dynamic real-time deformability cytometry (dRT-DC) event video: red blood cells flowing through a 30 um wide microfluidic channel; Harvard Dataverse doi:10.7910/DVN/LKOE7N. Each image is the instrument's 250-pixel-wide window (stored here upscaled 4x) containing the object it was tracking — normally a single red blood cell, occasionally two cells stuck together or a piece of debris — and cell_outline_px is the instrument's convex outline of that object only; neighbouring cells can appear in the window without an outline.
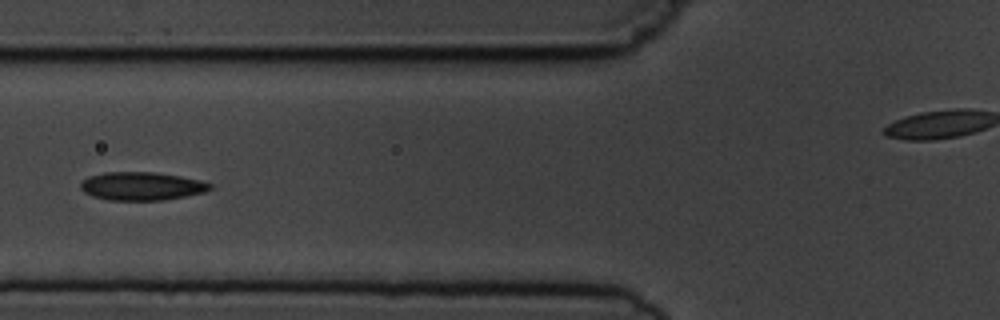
{"species": "common noctule bat (a hibernating species)", "species_latin": "Nyctalus noctula", "temperature_condition": "cold", "stored_images_in_passage": 9, "camera_frame_rate_fps": 3000, "um_per_image_px": 0.085, "animal": {"sex": "male", "body_mass_g": 19.5, "forearm_length_mm": 54.6}, "frame": {"image": 1, "passage_image": 6, "time_ms": 6.667, "image_size_px": [1000, 320], "cell_outline_px": [[212, 188], [204, 192], [164, 200], [108, 200], [92, 196], [84, 192], [80, 188], [80, 184], [88, 176], [104, 172], [152, 172], [180, 176], [200, 180], [212, 184]], "centroid_in_image_um": [12.02, 15.82], "position_along_channel_um": 113.8, "area_um2": 21.27}}
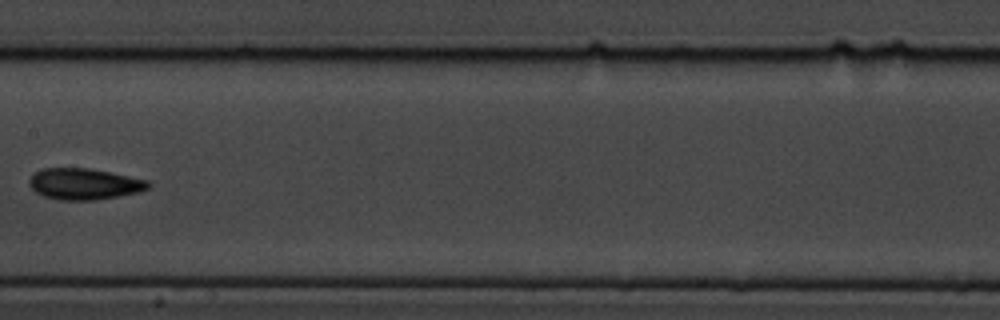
{"frame": {"image": 2, "passage_image": 8, "time_ms": 9.0, "image_size_px": [1000, 320], "cell_outline_px": [[152, 184], [148, 188], [136, 192], [96, 200], [60, 200], [44, 196], [36, 192], [28, 184], [28, 180], [36, 172], [44, 168], [88, 168], [148, 180]], "centroid_in_image_um": [7.13, 15.64], "position_along_channel_um": 200.3, "area_um2": 21.39}}
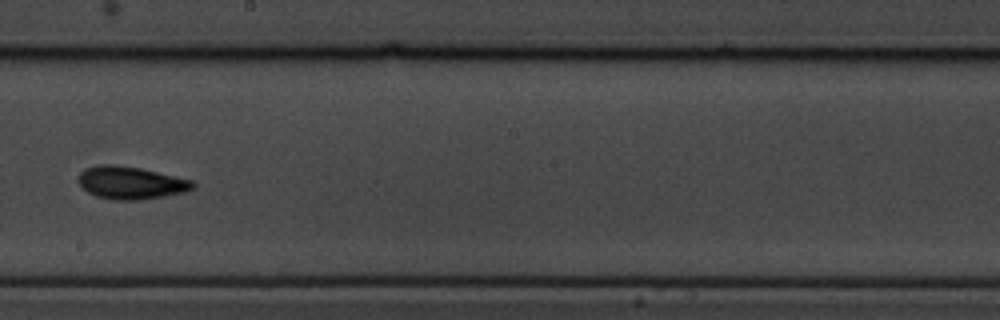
{"frame": {"image": 3, "passage_image": 9, "time_ms": 10.0, "image_size_px": [1000, 320], "cell_outline_px": [[196, 188], [184, 192], [164, 196], [140, 200], [112, 200], [96, 196], [88, 192], [76, 180], [76, 176], [84, 168], [100, 164], [116, 164], [140, 168], [192, 180], [196, 184]], "centroid_in_image_um": [11.09, 15.53], "position_along_channel_um": 237.1, "area_um2": 22.02}}